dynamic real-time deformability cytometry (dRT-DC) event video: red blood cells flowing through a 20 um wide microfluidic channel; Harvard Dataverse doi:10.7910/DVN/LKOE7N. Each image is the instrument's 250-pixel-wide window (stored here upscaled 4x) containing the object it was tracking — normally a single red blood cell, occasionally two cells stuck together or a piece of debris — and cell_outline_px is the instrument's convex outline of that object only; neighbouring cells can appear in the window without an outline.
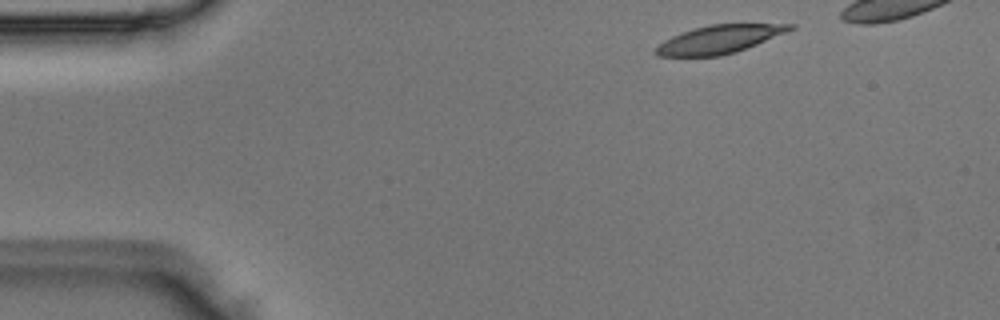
{"species": "Egyptian fruit bat (a non-hibernating species)", "species_latin": "Rousettus aegyptiacus", "temperature_condition": "room temperature", "stored_images_in_passage": 4, "camera_frame_rate_fps": 3000, "um_per_image_px": 0.085, "animal": {"sex": "male"}, "frame": {"image": 1, "passage_image": 1, "time_ms": 0.0, "image_size_px": [1000, 320], "cell_outline_px": [[796, 28], [736, 52], [720, 56], [656, 56], [656, 48], [664, 40], [672, 36], [692, 28], [708, 24], [796, 24]], "centroid_in_image_um": [61.14, 3.33], "position_along_channel_um": 23.9, "area_um2": 21.85}}